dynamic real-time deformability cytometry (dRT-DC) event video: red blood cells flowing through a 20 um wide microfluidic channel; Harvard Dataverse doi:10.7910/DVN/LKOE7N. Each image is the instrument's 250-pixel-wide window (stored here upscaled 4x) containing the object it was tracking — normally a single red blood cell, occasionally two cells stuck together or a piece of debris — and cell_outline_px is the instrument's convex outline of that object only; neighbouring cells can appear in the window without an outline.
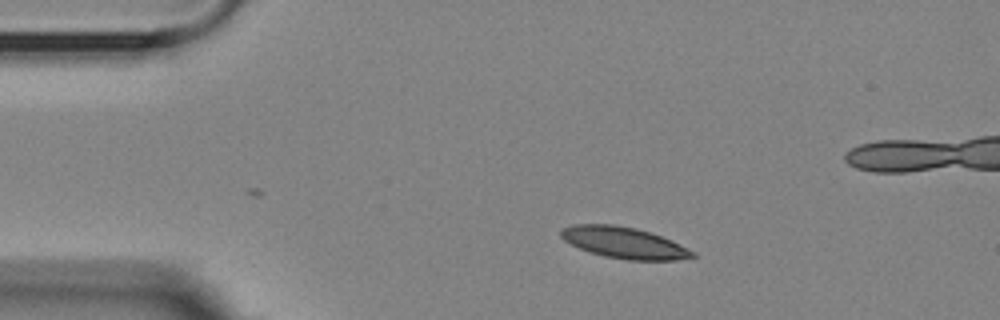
{"species": "Egyptian fruit bat (a non-hibernating species)", "species_latin": "Rousettus aegyptiacus", "temperature_condition": "room temperature", "stored_images_in_passage": 5, "camera_frame_rate_fps": 3000, "um_per_image_px": 0.085, "animal": {"sex": "female"}, "frame": {"image": 1, "passage_image": 3, "time_ms": 2.333, "image_size_px": [1000, 320], "cell_outline_px": [[696, 256], [676, 260], [628, 260], [604, 256], [580, 248], [564, 240], [560, 236], [560, 232], [564, 228], [576, 224], [612, 224], [636, 228], [672, 240], [696, 252]], "centroid_in_image_um": [53.07, 20.63], "position_along_channel_um": 31.9, "area_um2": 23.76}}